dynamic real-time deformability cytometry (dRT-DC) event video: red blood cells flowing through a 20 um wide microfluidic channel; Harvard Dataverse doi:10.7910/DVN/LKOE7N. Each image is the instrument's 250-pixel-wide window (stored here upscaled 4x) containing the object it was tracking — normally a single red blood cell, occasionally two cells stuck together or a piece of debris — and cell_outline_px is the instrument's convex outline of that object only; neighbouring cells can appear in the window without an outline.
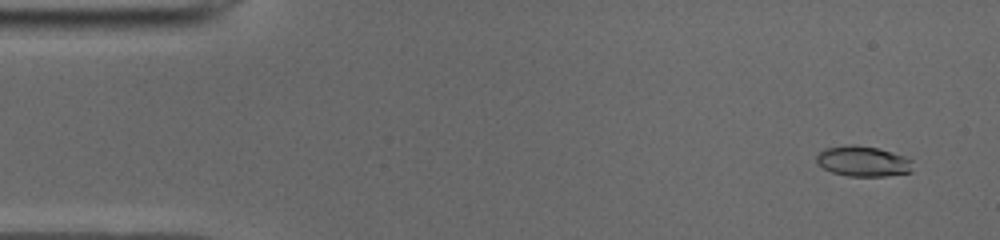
{"species": "common noctule bat (a hibernating species)", "species_latin": "Nyctalus noctula", "temperature_condition": "cold", "stored_images_in_passage": 41, "camera_frame_rate_fps": 3000, "um_per_image_px": 0.085, "animal": {"sex": "male", "body_mass_g": 19.0, "forearm_length_mm": 50.8}, "frame": {"image": 1, "passage_image": 3, "time_ms": 0.667, "image_size_px": [1000, 240], "cell_outline_px": [[912, 172], [884, 176], [848, 176], [832, 172], [816, 164], [816, 156], [824, 148], [852, 144], [856, 144], [876, 148], [904, 156], [912, 160]], "centroid_in_image_um": [73.33, 13.71], "position_along_channel_um": 11.7, "area_um2": 17.05}}
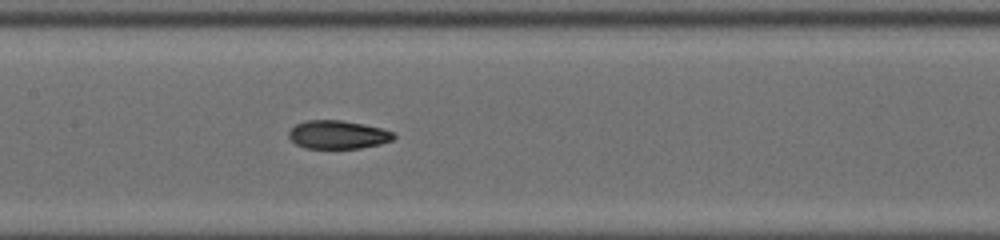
{"frame": {"image": 2, "passage_image": 24, "time_ms": 7.667, "image_size_px": [1000, 240], "cell_outline_px": [[396, 136], [392, 140], [380, 144], [360, 148], [304, 148], [296, 144], [288, 136], [288, 132], [296, 124], [308, 120], [340, 120], [380, 128], [396, 132]], "centroid_in_image_um": [28.72, 11.45], "position_along_channel_um": 178.7, "area_um2": 17.22}}
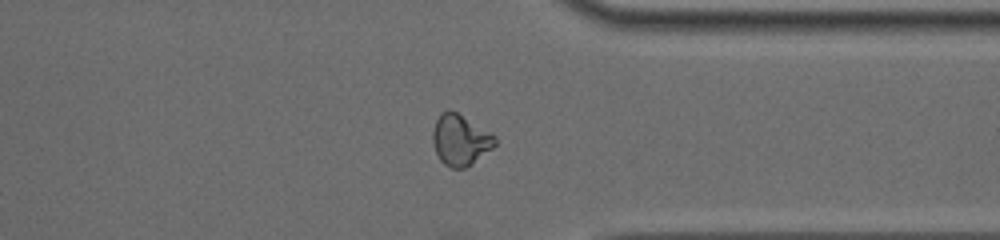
{"frame": {"image": 3, "passage_image": 39, "time_ms": 12.667, "image_size_px": [1000, 240], "cell_outline_px": [[496, 144], [492, 148], [464, 168], [452, 168], [444, 164], [440, 160], [436, 152], [432, 140], [432, 132], [436, 120], [440, 112], [448, 108], [456, 112], [496, 136]], "centroid_in_image_um": [39.09, 11.87], "position_along_channel_um": 372.3, "area_um2": 18.21}, "authors_computed_cell_mechanics": {"area_um2": 17.4556, "velocity_mm_per_s": 3.9439, "shape_relaxation_time_tau1_ms": 5.4214, "shape_relaxation_time_tau2_ms": 2.7425, "deformation_change_tau1": 0.1783, "deformation_change_tau2": 0.084}}